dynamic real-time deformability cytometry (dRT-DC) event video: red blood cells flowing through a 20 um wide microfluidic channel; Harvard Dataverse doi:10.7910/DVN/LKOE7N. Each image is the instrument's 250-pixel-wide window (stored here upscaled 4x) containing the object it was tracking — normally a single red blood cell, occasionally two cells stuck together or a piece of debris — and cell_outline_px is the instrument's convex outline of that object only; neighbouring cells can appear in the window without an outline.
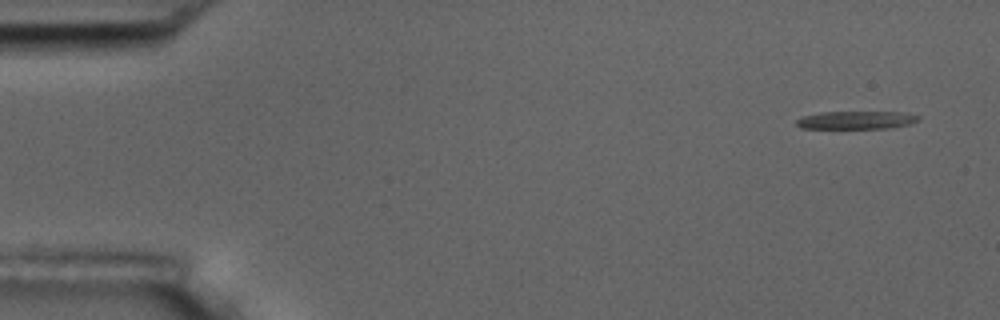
{"species": "common noctule bat (a hibernating species)", "species_latin": "Nyctalus noctula", "temperature_condition": "room temperature", "stored_images_in_passage": 6, "camera_frame_rate_fps": 3000, "um_per_image_px": 0.085, "animal": {"sex": "male", "body_mass_g": 17.5, "forearm_length_mm": 52.3}, "frame": {"image": 1, "passage_image": 1, "time_ms": 0.0, "image_size_px": [1000, 320], "cell_outline_px": [[920, 116], [912, 124], [892, 128], [800, 128], [796, 124], [796, 120], [804, 116], [820, 112], [900, 112]], "centroid_in_image_um": [72.78, 10.21], "position_along_channel_um": 12.2, "area_um2": 12.66}}
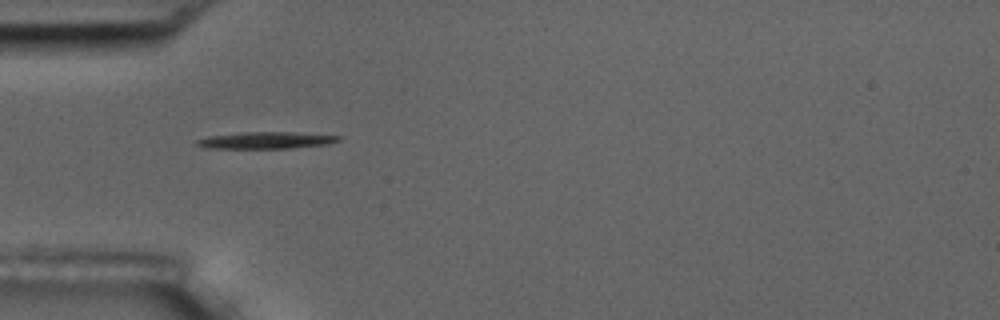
{"frame": {"image": 2, "passage_image": 5, "time_ms": 4.667, "image_size_px": [1000, 320], "cell_outline_px": [[344, 136], [340, 140], [328, 144], [292, 148], [204, 148], [196, 144], [196, 140], [208, 136], [244, 132], [292, 132]], "centroid_in_image_um": [22.64, 11.92], "position_along_channel_um": 62.4, "area_um2": 13.87}}